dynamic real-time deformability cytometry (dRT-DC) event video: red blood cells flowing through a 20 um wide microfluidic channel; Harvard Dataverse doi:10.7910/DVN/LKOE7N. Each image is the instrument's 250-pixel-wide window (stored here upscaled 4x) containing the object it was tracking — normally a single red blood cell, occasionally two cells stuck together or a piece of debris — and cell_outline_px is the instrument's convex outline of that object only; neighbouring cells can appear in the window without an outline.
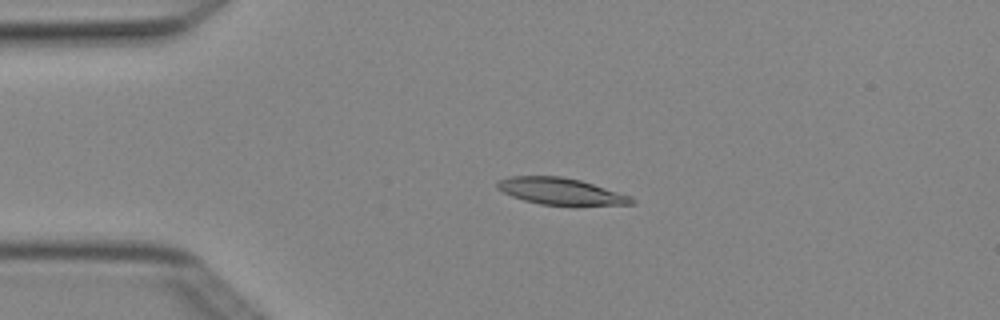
{"species": "Egyptian fruit bat (a non-hibernating species)", "species_latin": "Rousettus aegyptiacus", "temperature_condition": "cold", "stored_images_in_passage": 3, "camera_frame_rate_fps": 3000, "um_per_image_px": 0.085, "animal": {"sex": "female"}, "frame": {"image": 1, "passage_image": 3, "time_ms": 0.667, "image_size_px": [1000, 320], "cell_outline_px": [[636, 204], [576, 208], [572, 208], [540, 204], [524, 200], [512, 196], [496, 188], [496, 184], [500, 180], [512, 176], [560, 176], [580, 180], [632, 196], [636, 200]], "centroid_in_image_um": [47.79, 16.32], "position_along_channel_um": 37.2, "area_um2": 21.85}}